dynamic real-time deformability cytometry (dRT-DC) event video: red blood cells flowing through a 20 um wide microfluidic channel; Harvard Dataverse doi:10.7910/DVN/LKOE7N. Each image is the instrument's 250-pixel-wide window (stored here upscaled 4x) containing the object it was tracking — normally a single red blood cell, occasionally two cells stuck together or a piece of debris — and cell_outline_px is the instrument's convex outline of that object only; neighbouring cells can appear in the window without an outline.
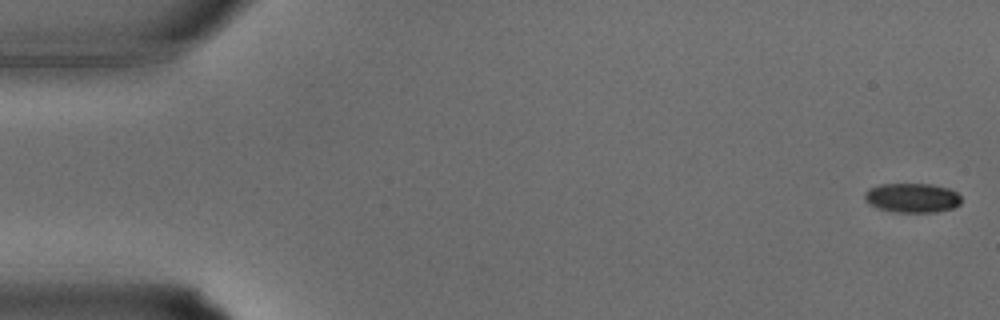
{"species": "common noctule bat (a hibernating species)", "species_latin": "Nyctalus noctula", "temperature_condition": "warm", "stored_images_in_passage": 15, "camera_frame_rate_fps": 3000, "um_per_image_px": 0.085, "animal": {"sex": "male", "body_mass_g": 15.6}, "frame": {"image": 1, "passage_image": 1, "time_ms": 0.0, "image_size_px": [1000, 320], "cell_outline_px": [[960, 204], [952, 208], [936, 212], [892, 212], [876, 208], [868, 204], [864, 200], [864, 192], [868, 188], [880, 184], [932, 184], [948, 188], [956, 192], [960, 196]], "centroid_in_image_um": [77.48, 16.82], "position_along_channel_um": 7.5, "area_um2": 16.76}}
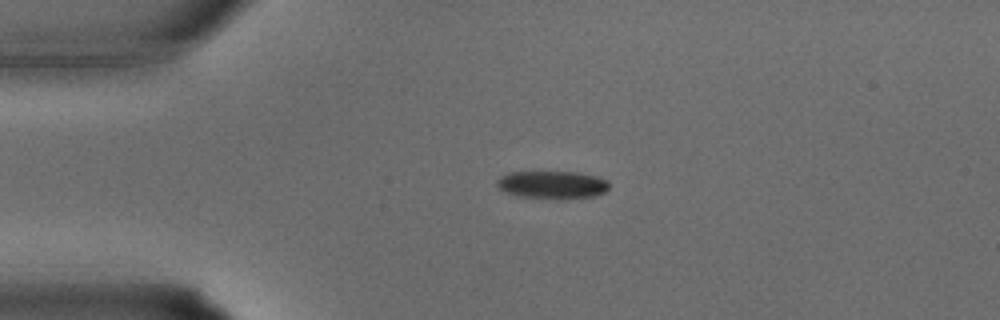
{"frame": {"image": 2, "passage_image": 8, "time_ms": 2.333, "image_size_px": [1000, 320], "cell_outline_px": [[608, 188], [604, 192], [592, 196], [560, 200], [520, 196], [508, 192], [500, 188], [496, 184], [496, 180], [500, 176], [508, 172], [576, 172], [596, 176], [608, 180]], "centroid_in_image_um": [46.94, 15.71], "position_along_channel_um": 38.1, "area_um2": 18.21}}